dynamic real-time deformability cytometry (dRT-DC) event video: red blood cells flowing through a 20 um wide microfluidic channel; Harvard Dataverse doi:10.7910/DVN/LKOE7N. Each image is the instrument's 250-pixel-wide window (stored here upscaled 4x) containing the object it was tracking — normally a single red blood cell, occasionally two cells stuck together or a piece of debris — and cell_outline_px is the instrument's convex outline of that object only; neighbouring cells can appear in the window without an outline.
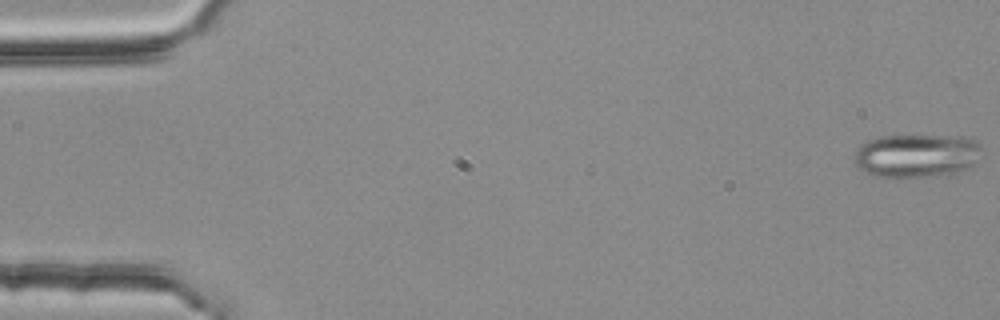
{"species": "common noctule bat (a hibernating species)", "species_latin": "Nyctalus noctula", "temperature_condition": "room temperature", "stored_images_in_passage": 4, "camera_frame_rate_fps": 3000, "um_per_image_px": 0.085, "animal": {"sex": "female", "body_mass_g": 25.1}, "frame": {"image": 1, "passage_image": 1, "time_ms": 0.0, "image_size_px": [1000, 320], "cell_outline_px": [[980, 160], [976, 164], [968, 168], [952, 172], [900, 180], [896, 180], [872, 176], [864, 172], [856, 164], [852, 156], [856, 148], [860, 144], [868, 140], [880, 136], [964, 136], [976, 140], [980, 148]], "centroid_in_image_um": [77.85, 13.25], "position_along_channel_um": 7.2, "area_um2": 33.06}}